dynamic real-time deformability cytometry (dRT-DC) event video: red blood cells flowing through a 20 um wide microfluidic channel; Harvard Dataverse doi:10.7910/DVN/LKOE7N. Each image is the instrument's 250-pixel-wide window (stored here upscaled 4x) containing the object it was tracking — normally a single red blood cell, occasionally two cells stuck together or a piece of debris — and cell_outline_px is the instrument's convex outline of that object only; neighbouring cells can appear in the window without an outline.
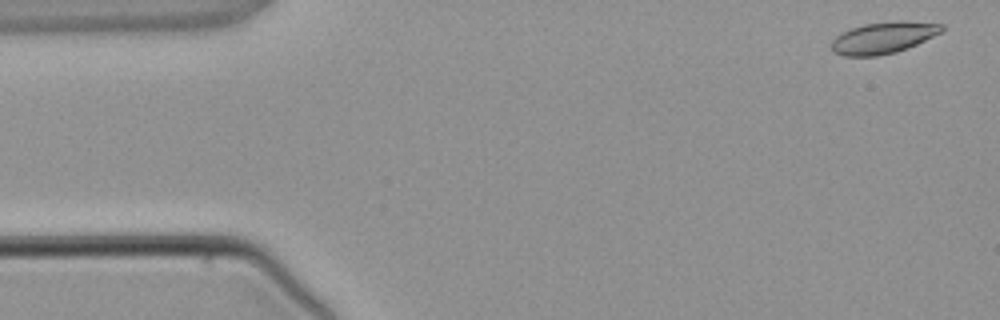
{"species": "common noctule bat (a hibernating species)", "species_latin": "Nyctalus noctula", "temperature_condition": "warm", "stored_images_in_passage": 5, "camera_frame_rate_fps": 3000, "um_per_image_px": 0.085, "animal": {"sex": "male", "body_mass_g": 21.5, "forearm_length_mm": 52.0}, "frame": {"image": 1, "passage_image": 1, "time_ms": 0.0, "image_size_px": [1000, 320], "cell_outline_px": [[944, 28], [940, 32], [908, 48], [896, 52], [876, 56], [844, 56], [832, 52], [832, 40], [836, 36], [852, 28], [864, 24], [900, 20], [944, 24]], "centroid_in_image_um": [75.07, 3.21], "position_along_channel_um": 9.9, "area_um2": 20.11}}
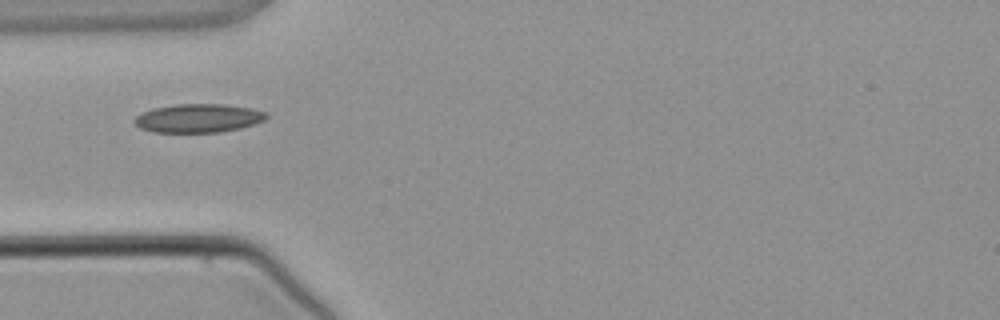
{"frame": {"image": 2, "passage_image": 4, "time_ms": 3.667, "image_size_px": [1000, 320], "cell_outline_px": [[268, 116], [264, 120], [240, 128], [220, 132], [152, 132], [140, 128], [132, 120], [140, 112], [152, 108], [176, 104], [224, 104], [252, 108], [268, 112]], "centroid_in_image_um": [16.83, 10.04], "position_along_channel_um": 68.2, "area_um2": 22.14}}
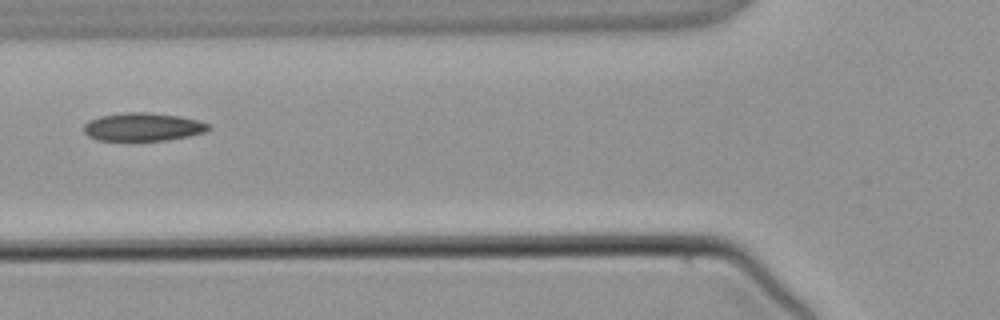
{"frame": {"image": 3, "passage_image": 5, "time_ms": 4.667, "image_size_px": [1000, 320], "cell_outline_px": [[212, 128], [208, 132], [168, 140], [96, 140], [88, 136], [84, 132], [84, 124], [88, 120], [100, 116], [124, 112], [148, 112], [180, 116], [212, 124]], "centroid_in_image_um": [12.18, 10.78], "position_along_channel_um": 113.6, "area_um2": 20.69}}